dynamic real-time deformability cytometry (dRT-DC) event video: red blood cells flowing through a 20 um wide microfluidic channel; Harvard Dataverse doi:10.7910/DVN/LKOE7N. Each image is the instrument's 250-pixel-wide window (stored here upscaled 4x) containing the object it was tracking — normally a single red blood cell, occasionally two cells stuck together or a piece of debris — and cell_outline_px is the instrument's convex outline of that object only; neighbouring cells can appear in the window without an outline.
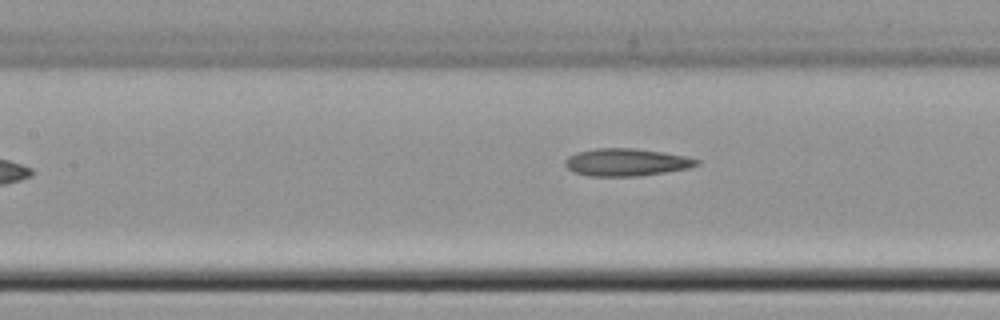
{"species": "common noctule bat (a hibernating species)", "species_latin": "Nyctalus noctula", "temperature_condition": "cold", "stored_images_in_passage": 6, "camera_frame_rate_fps": 3000, "um_per_image_px": 0.085, "animal": {"sex": "female", "body_mass_g": 22.7, "forearm_length_mm": 54.2}, "frame": {"image": 1, "passage_image": 6, "time_ms": 6.0, "image_size_px": [1000, 320], "cell_outline_px": [[700, 164], [688, 168], [664, 172], [636, 176], [588, 176], [572, 172], [564, 164], [564, 160], [568, 156], [576, 152], [596, 148], [632, 148], [664, 152], [688, 156], [700, 160]], "centroid_in_image_um": [53.22, 13.78], "position_along_channel_um": 154.2, "area_um2": 21.21}}